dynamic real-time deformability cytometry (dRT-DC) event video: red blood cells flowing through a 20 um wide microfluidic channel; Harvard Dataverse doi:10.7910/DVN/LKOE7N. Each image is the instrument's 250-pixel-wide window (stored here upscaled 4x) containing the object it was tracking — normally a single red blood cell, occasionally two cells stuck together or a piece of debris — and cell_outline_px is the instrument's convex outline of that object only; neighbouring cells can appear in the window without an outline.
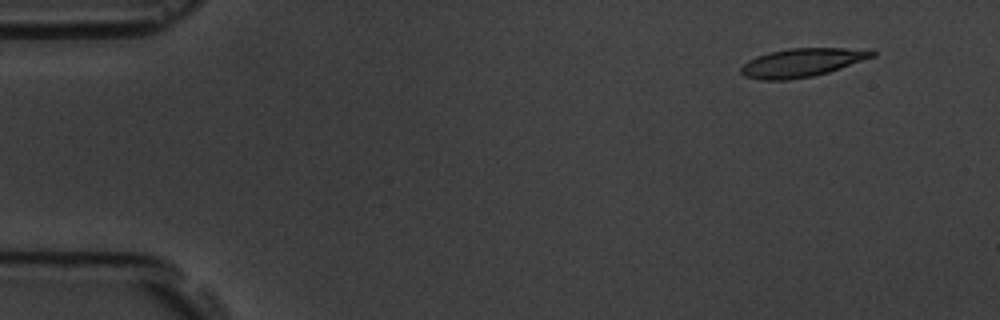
{"species": "common noctule bat (a hibernating species)", "species_latin": "Nyctalus noctula", "temperature_condition": "room temperature", "stored_images_in_passage": 5, "camera_frame_rate_fps": 3000, "um_per_image_px": 0.085, "animal": {"sex": "male", "body_mass_g": 19.5, "forearm_length_mm": 54.6}, "frame": {"image": 1, "passage_image": 2, "time_ms": 1.333, "image_size_px": [1000, 320], "cell_outline_px": [[876, 56], [828, 72], [812, 76], [788, 80], [760, 80], [744, 76], [740, 72], [740, 68], [748, 60], [756, 56], [768, 52], [788, 48], [872, 48], [876, 52]], "centroid_in_image_um": [68.19, 5.31], "position_along_channel_um": 16.8, "area_um2": 22.08}}
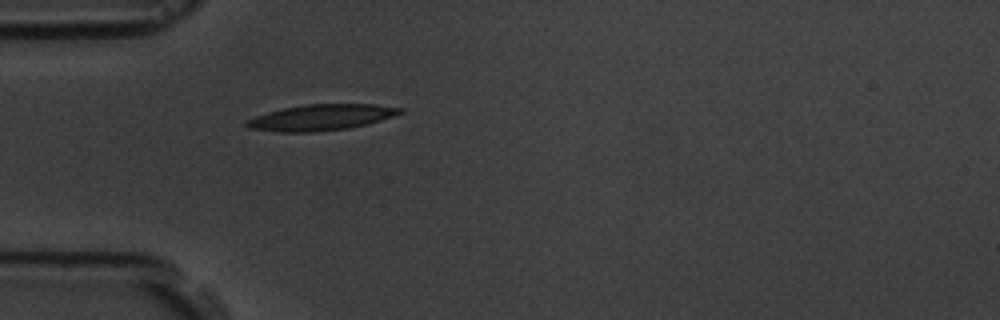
{"frame": {"image": 2, "passage_image": 5, "time_ms": 5.333, "image_size_px": [1000, 320], "cell_outline_px": [[404, 112], [380, 120], [348, 128], [312, 132], [280, 132], [248, 128], [244, 124], [244, 120], [268, 112], [284, 108], [304, 104], [376, 104], [404, 108]], "centroid_in_image_um": [27.27, 9.97], "position_along_channel_um": 57.7, "area_um2": 23.12}}